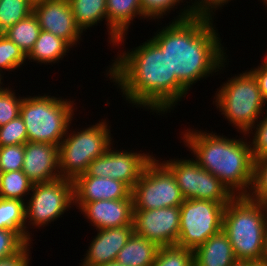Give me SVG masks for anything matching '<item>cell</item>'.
Instances as JSON below:
<instances>
[{
    "label": "cell",
    "mask_w": 267,
    "mask_h": 266,
    "mask_svg": "<svg viewBox=\"0 0 267 266\" xmlns=\"http://www.w3.org/2000/svg\"><path fill=\"white\" fill-rule=\"evenodd\" d=\"M22 171L33 184L60 178L58 146L41 142H26Z\"/></svg>",
    "instance_id": "cell-16"
},
{
    "label": "cell",
    "mask_w": 267,
    "mask_h": 266,
    "mask_svg": "<svg viewBox=\"0 0 267 266\" xmlns=\"http://www.w3.org/2000/svg\"><path fill=\"white\" fill-rule=\"evenodd\" d=\"M131 193L125 183L112 178L78 176L73 180L74 203L126 199Z\"/></svg>",
    "instance_id": "cell-18"
},
{
    "label": "cell",
    "mask_w": 267,
    "mask_h": 266,
    "mask_svg": "<svg viewBox=\"0 0 267 266\" xmlns=\"http://www.w3.org/2000/svg\"><path fill=\"white\" fill-rule=\"evenodd\" d=\"M29 195L31 197L25 202L26 241L33 243L28 225L40 229L56 221L73 207V180L60 177L49 182L36 183Z\"/></svg>",
    "instance_id": "cell-8"
},
{
    "label": "cell",
    "mask_w": 267,
    "mask_h": 266,
    "mask_svg": "<svg viewBox=\"0 0 267 266\" xmlns=\"http://www.w3.org/2000/svg\"><path fill=\"white\" fill-rule=\"evenodd\" d=\"M134 232L160 246L177 244L180 206L134 210Z\"/></svg>",
    "instance_id": "cell-13"
},
{
    "label": "cell",
    "mask_w": 267,
    "mask_h": 266,
    "mask_svg": "<svg viewBox=\"0 0 267 266\" xmlns=\"http://www.w3.org/2000/svg\"><path fill=\"white\" fill-rule=\"evenodd\" d=\"M220 88V89H219ZM215 93L213 104L222 112L225 120L246 134L264 115L266 102L263 100L258 82L246 70L223 82Z\"/></svg>",
    "instance_id": "cell-6"
},
{
    "label": "cell",
    "mask_w": 267,
    "mask_h": 266,
    "mask_svg": "<svg viewBox=\"0 0 267 266\" xmlns=\"http://www.w3.org/2000/svg\"><path fill=\"white\" fill-rule=\"evenodd\" d=\"M247 196L260 203L267 202V156L254 160L253 183Z\"/></svg>",
    "instance_id": "cell-30"
},
{
    "label": "cell",
    "mask_w": 267,
    "mask_h": 266,
    "mask_svg": "<svg viewBox=\"0 0 267 266\" xmlns=\"http://www.w3.org/2000/svg\"><path fill=\"white\" fill-rule=\"evenodd\" d=\"M117 55L105 75L135 108L144 107L156 114L170 113L186 98L188 91L171 74L166 54L151 39Z\"/></svg>",
    "instance_id": "cell-2"
},
{
    "label": "cell",
    "mask_w": 267,
    "mask_h": 266,
    "mask_svg": "<svg viewBox=\"0 0 267 266\" xmlns=\"http://www.w3.org/2000/svg\"><path fill=\"white\" fill-rule=\"evenodd\" d=\"M223 204L211 200L185 199L180 205L177 246L195 250L222 230Z\"/></svg>",
    "instance_id": "cell-9"
},
{
    "label": "cell",
    "mask_w": 267,
    "mask_h": 266,
    "mask_svg": "<svg viewBox=\"0 0 267 266\" xmlns=\"http://www.w3.org/2000/svg\"><path fill=\"white\" fill-rule=\"evenodd\" d=\"M28 142L25 123L20 115L0 127V147L20 145Z\"/></svg>",
    "instance_id": "cell-32"
},
{
    "label": "cell",
    "mask_w": 267,
    "mask_h": 266,
    "mask_svg": "<svg viewBox=\"0 0 267 266\" xmlns=\"http://www.w3.org/2000/svg\"><path fill=\"white\" fill-rule=\"evenodd\" d=\"M193 253L194 266H232L238 261L223 230L211 236Z\"/></svg>",
    "instance_id": "cell-20"
},
{
    "label": "cell",
    "mask_w": 267,
    "mask_h": 266,
    "mask_svg": "<svg viewBox=\"0 0 267 266\" xmlns=\"http://www.w3.org/2000/svg\"><path fill=\"white\" fill-rule=\"evenodd\" d=\"M31 245V243H28L18 254L0 259V266H29Z\"/></svg>",
    "instance_id": "cell-38"
},
{
    "label": "cell",
    "mask_w": 267,
    "mask_h": 266,
    "mask_svg": "<svg viewBox=\"0 0 267 266\" xmlns=\"http://www.w3.org/2000/svg\"><path fill=\"white\" fill-rule=\"evenodd\" d=\"M178 14L150 39L166 54L171 74L190 91L197 81L224 71L229 59L213 19L193 16L190 2Z\"/></svg>",
    "instance_id": "cell-1"
},
{
    "label": "cell",
    "mask_w": 267,
    "mask_h": 266,
    "mask_svg": "<svg viewBox=\"0 0 267 266\" xmlns=\"http://www.w3.org/2000/svg\"><path fill=\"white\" fill-rule=\"evenodd\" d=\"M265 117L260 118L246 134L250 138V146L253 160L267 156V109ZM262 119V120H261ZM254 130V131H253ZM251 134V136H250Z\"/></svg>",
    "instance_id": "cell-33"
},
{
    "label": "cell",
    "mask_w": 267,
    "mask_h": 266,
    "mask_svg": "<svg viewBox=\"0 0 267 266\" xmlns=\"http://www.w3.org/2000/svg\"><path fill=\"white\" fill-rule=\"evenodd\" d=\"M265 60V62H267V51H266V55L263 57Z\"/></svg>",
    "instance_id": "cell-46"
},
{
    "label": "cell",
    "mask_w": 267,
    "mask_h": 266,
    "mask_svg": "<svg viewBox=\"0 0 267 266\" xmlns=\"http://www.w3.org/2000/svg\"><path fill=\"white\" fill-rule=\"evenodd\" d=\"M41 30L51 32L71 47L79 44L83 31L77 25L69 0H46L33 5Z\"/></svg>",
    "instance_id": "cell-14"
},
{
    "label": "cell",
    "mask_w": 267,
    "mask_h": 266,
    "mask_svg": "<svg viewBox=\"0 0 267 266\" xmlns=\"http://www.w3.org/2000/svg\"><path fill=\"white\" fill-rule=\"evenodd\" d=\"M40 32L41 28L37 17L31 13L28 17L10 27L3 34L27 55L32 50Z\"/></svg>",
    "instance_id": "cell-24"
},
{
    "label": "cell",
    "mask_w": 267,
    "mask_h": 266,
    "mask_svg": "<svg viewBox=\"0 0 267 266\" xmlns=\"http://www.w3.org/2000/svg\"><path fill=\"white\" fill-rule=\"evenodd\" d=\"M4 76L2 75V74H0V91L4 88L3 86H4V84H3V81H1V80H3L4 78H3ZM3 84V85H2Z\"/></svg>",
    "instance_id": "cell-43"
},
{
    "label": "cell",
    "mask_w": 267,
    "mask_h": 266,
    "mask_svg": "<svg viewBox=\"0 0 267 266\" xmlns=\"http://www.w3.org/2000/svg\"><path fill=\"white\" fill-rule=\"evenodd\" d=\"M99 266H122L119 263H117L116 261L114 262H109V263H105V264H101Z\"/></svg>",
    "instance_id": "cell-42"
},
{
    "label": "cell",
    "mask_w": 267,
    "mask_h": 266,
    "mask_svg": "<svg viewBox=\"0 0 267 266\" xmlns=\"http://www.w3.org/2000/svg\"><path fill=\"white\" fill-rule=\"evenodd\" d=\"M173 174L184 199H202L226 206L235 196L212 173L191 159L161 161Z\"/></svg>",
    "instance_id": "cell-11"
},
{
    "label": "cell",
    "mask_w": 267,
    "mask_h": 266,
    "mask_svg": "<svg viewBox=\"0 0 267 266\" xmlns=\"http://www.w3.org/2000/svg\"><path fill=\"white\" fill-rule=\"evenodd\" d=\"M72 48L65 40L51 32L41 30L32 50L27 54V60L42 64H54L62 60ZM33 60V61H32Z\"/></svg>",
    "instance_id": "cell-22"
},
{
    "label": "cell",
    "mask_w": 267,
    "mask_h": 266,
    "mask_svg": "<svg viewBox=\"0 0 267 266\" xmlns=\"http://www.w3.org/2000/svg\"><path fill=\"white\" fill-rule=\"evenodd\" d=\"M193 2L190 5L193 16L214 19L213 14L216 15V13L214 12H216V10H218L219 8H222L224 4L226 5L228 4V2H231V0H195Z\"/></svg>",
    "instance_id": "cell-37"
},
{
    "label": "cell",
    "mask_w": 267,
    "mask_h": 266,
    "mask_svg": "<svg viewBox=\"0 0 267 266\" xmlns=\"http://www.w3.org/2000/svg\"><path fill=\"white\" fill-rule=\"evenodd\" d=\"M27 244L17 231L0 229V259L18 254Z\"/></svg>",
    "instance_id": "cell-35"
},
{
    "label": "cell",
    "mask_w": 267,
    "mask_h": 266,
    "mask_svg": "<svg viewBox=\"0 0 267 266\" xmlns=\"http://www.w3.org/2000/svg\"><path fill=\"white\" fill-rule=\"evenodd\" d=\"M232 266H263V264L252 261H237Z\"/></svg>",
    "instance_id": "cell-41"
},
{
    "label": "cell",
    "mask_w": 267,
    "mask_h": 266,
    "mask_svg": "<svg viewBox=\"0 0 267 266\" xmlns=\"http://www.w3.org/2000/svg\"><path fill=\"white\" fill-rule=\"evenodd\" d=\"M74 205L96 230L134 226L132 194L126 199L99 200L89 203H74Z\"/></svg>",
    "instance_id": "cell-15"
},
{
    "label": "cell",
    "mask_w": 267,
    "mask_h": 266,
    "mask_svg": "<svg viewBox=\"0 0 267 266\" xmlns=\"http://www.w3.org/2000/svg\"><path fill=\"white\" fill-rule=\"evenodd\" d=\"M108 42L113 46L123 45L129 26L136 17L144 19L141 0H106Z\"/></svg>",
    "instance_id": "cell-19"
},
{
    "label": "cell",
    "mask_w": 267,
    "mask_h": 266,
    "mask_svg": "<svg viewBox=\"0 0 267 266\" xmlns=\"http://www.w3.org/2000/svg\"><path fill=\"white\" fill-rule=\"evenodd\" d=\"M158 248L155 242L133 232L119 251L116 262L122 266H152Z\"/></svg>",
    "instance_id": "cell-21"
},
{
    "label": "cell",
    "mask_w": 267,
    "mask_h": 266,
    "mask_svg": "<svg viewBox=\"0 0 267 266\" xmlns=\"http://www.w3.org/2000/svg\"><path fill=\"white\" fill-rule=\"evenodd\" d=\"M0 229L17 231L26 240L25 202L0 198Z\"/></svg>",
    "instance_id": "cell-25"
},
{
    "label": "cell",
    "mask_w": 267,
    "mask_h": 266,
    "mask_svg": "<svg viewBox=\"0 0 267 266\" xmlns=\"http://www.w3.org/2000/svg\"><path fill=\"white\" fill-rule=\"evenodd\" d=\"M206 131L186 129L181 139L199 166L217 177L234 196H247L254 171L247 134L245 139H236Z\"/></svg>",
    "instance_id": "cell-3"
},
{
    "label": "cell",
    "mask_w": 267,
    "mask_h": 266,
    "mask_svg": "<svg viewBox=\"0 0 267 266\" xmlns=\"http://www.w3.org/2000/svg\"><path fill=\"white\" fill-rule=\"evenodd\" d=\"M113 143L107 151L94 159L84 174L79 176H94L112 178L125 183L131 190L136 185L146 165L154 158L153 154L128 150L113 149Z\"/></svg>",
    "instance_id": "cell-12"
},
{
    "label": "cell",
    "mask_w": 267,
    "mask_h": 266,
    "mask_svg": "<svg viewBox=\"0 0 267 266\" xmlns=\"http://www.w3.org/2000/svg\"><path fill=\"white\" fill-rule=\"evenodd\" d=\"M23 98L20 117L25 123L28 142H41L59 146L73 120L74 101L48 95Z\"/></svg>",
    "instance_id": "cell-5"
},
{
    "label": "cell",
    "mask_w": 267,
    "mask_h": 266,
    "mask_svg": "<svg viewBox=\"0 0 267 266\" xmlns=\"http://www.w3.org/2000/svg\"><path fill=\"white\" fill-rule=\"evenodd\" d=\"M134 232V226L97 230L80 266H99L116 261L119 251Z\"/></svg>",
    "instance_id": "cell-17"
},
{
    "label": "cell",
    "mask_w": 267,
    "mask_h": 266,
    "mask_svg": "<svg viewBox=\"0 0 267 266\" xmlns=\"http://www.w3.org/2000/svg\"><path fill=\"white\" fill-rule=\"evenodd\" d=\"M11 89L8 85L0 91V127L20 115V107L24 97L15 96L16 92Z\"/></svg>",
    "instance_id": "cell-31"
},
{
    "label": "cell",
    "mask_w": 267,
    "mask_h": 266,
    "mask_svg": "<svg viewBox=\"0 0 267 266\" xmlns=\"http://www.w3.org/2000/svg\"><path fill=\"white\" fill-rule=\"evenodd\" d=\"M33 185V182L22 170L2 172L0 178V198L26 202V197L30 194Z\"/></svg>",
    "instance_id": "cell-26"
},
{
    "label": "cell",
    "mask_w": 267,
    "mask_h": 266,
    "mask_svg": "<svg viewBox=\"0 0 267 266\" xmlns=\"http://www.w3.org/2000/svg\"><path fill=\"white\" fill-rule=\"evenodd\" d=\"M100 121L81 130L77 129V132L67 131L58 146L59 172L62 178L74 180L84 174L88 165L102 156L114 142L111 126L104 119Z\"/></svg>",
    "instance_id": "cell-7"
},
{
    "label": "cell",
    "mask_w": 267,
    "mask_h": 266,
    "mask_svg": "<svg viewBox=\"0 0 267 266\" xmlns=\"http://www.w3.org/2000/svg\"><path fill=\"white\" fill-rule=\"evenodd\" d=\"M69 3L74 19L83 32L103 20L107 22L106 0H69Z\"/></svg>",
    "instance_id": "cell-23"
},
{
    "label": "cell",
    "mask_w": 267,
    "mask_h": 266,
    "mask_svg": "<svg viewBox=\"0 0 267 266\" xmlns=\"http://www.w3.org/2000/svg\"><path fill=\"white\" fill-rule=\"evenodd\" d=\"M266 226L265 203L254 201L248 196H235L225 207L222 230L238 261L262 264Z\"/></svg>",
    "instance_id": "cell-4"
},
{
    "label": "cell",
    "mask_w": 267,
    "mask_h": 266,
    "mask_svg": "<svg viewBox=\"0 0 267 266\" xmlns=\"http://www.w3.org/2000/svg\"><path fill=\"white\" fill-rule=\"evenodd\" d=\"M255 68V69H254ZM249 71L256 78L263 100L267 104V62L262 61L261 65L254 67Z\"/></svg>",
    "instance_id": "cell-39"
},
{
    "label": "cell",
    "mask_w": 267,
    "mask_h": 266,
    "mask_svg": "<svg viewBox=\"0 0 267 266\" xmlns=\"http://www.w3.org/2000/svg\"><path fill=\"white\" fill-rule=\"evenodd\" d=\"M152 266H194L193 250L177 245L160 246Z\"/></svg>",
    "instance_id": "cell-28"
},
{
    "label": "cell",
    "mask_w": 267,
    "mask_h": 266,
    "mask_svg": "<svg viewBox=\"0 0 267 266\" xmlns=\"http://www.w3.org/2000/svg\"><path fill=\"white\" fill-rule=\"evenodd\" d=\"M27 55L5 34L0 33V74L5 71H13L24 66ZM4 72V73H3Z\"/></svg>",
    "instance_id": "cell-29"
},
{
    "label": "cell",
    "mask_w": 267,
    "mask_h": 266,
    "mask_svg": "<svg viewBox=\"0 0 267 266\" xmlns=\"http://www.w3.org/2000/svg\"><path fill=\"white\" fill-rule=\"evenodd\" d=\"M263 5H265V8L267 7V0H262Z\"/></svg>",
    "instance_id": "cell-45"
},
{
    "label": "cell",
    "mask_w": 267,
    "mask_h": 266,
    "mask_svg": "<svg viewBox=\"0 0 267 266\" xmlns=\"http://www.w3.org/2000/svg\"><path fill=\"white\" fill-rule=\"evenodd\" d=\"M184 0H141L142 13L145 20L164 18L171 10H175L177 5L184 3ZM175 8V9H173Z\"/></svg>",
    "instance_id": "cell-36"
},
{
    "label": "cell",
    "mask_w": 267,
    "mask_h": 266,
    "mask_svg": "<svg viewBox=\"0 0 267 266\" xmlns=\"http://www.w3.org/2000/svg\"><path fill=\"white\" fill-rule=\"evenodd\" d=\"M157 159L146 165L132 189L134 210L180 206L185 200L171 171Z\"/></svg>",
    "instance_id": "cell-10"
},
{
    "label": "cell",
    "mask_w": 267,
    "mask_h": 266,
    "mask_svg": "<svg viewBox=\"0 0 267 266\" xmlns=\"http://www.w3.org/2000/svg\"><path fill=\"white\" fill-rule=\"evenodd\" d=\"M24 162V144L0 147L1 172L22 170Z\"/></svg>",
    "instance_id": "cell-34"
},
{
    "label": "cell",
    "mask_w": 267,
    "mask_h": 266,
    "mask_svg": "<svg viewBox=\"0 0 267 266\" xmlns=\"http://www.w3.org/2000/svg\"><path fill=\"white\" fill-rule=\"evenodd\" d=\"M33 13V4L29 0H0V33Z\"/></svg>",
    "instance_id": "cell-27"
},
{
    "label": "cell",
    "mask_w": 267,
    "mask_h": 266,
    "mask_svg": "<svg viewBox=\"0 0 267 266\" xmlns=\"http://www.w3.org/2000/svg\"><path fill=\"white\" fill-rule=\"evenodd\" d=\"M262 264L263 266H267V226L265 229V236H264V249H263Z\"/></svg>",
    "instance_id": "cell-40"
},
{
    "label": "cell",
    "mask_w": 267,
    "mask_h": 266,
    "mask_svg": "<svg viewBox=\"0 0 267 266\" xmlns=\"http://www.w3.org/2000/svg\"><path fill=\"white\" fill-rule=\"evenodd\" d=\"M29 1L34 5L36 3L43 2V1H46V0H29Z\"/></svg>",
    "instance_id": "cell-44"
}]
</instances>
